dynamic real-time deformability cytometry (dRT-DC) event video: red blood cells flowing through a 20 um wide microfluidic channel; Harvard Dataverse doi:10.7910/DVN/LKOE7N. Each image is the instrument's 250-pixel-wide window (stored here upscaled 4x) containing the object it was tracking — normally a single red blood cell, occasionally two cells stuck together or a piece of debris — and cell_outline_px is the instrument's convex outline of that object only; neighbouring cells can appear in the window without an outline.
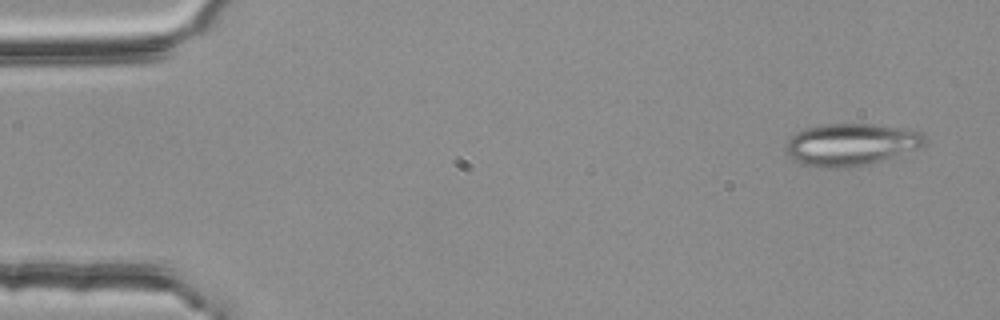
{"species": "common noctule bat (a hibernating species)", "species_latin": "Nyctalus noctula", "temperature_condition": "room temperature", "stored_images_in_passage": 53, "segment_of_instrument_passage": [1, 2], "camera_frame_rate_fps": 3000, "um_per_image_px": 0.085, "animal": {"sex": "female", "body_mass_g": 25.1}, "frame": {"image": 1, "passage_image": 3, "time_ms": 0.667, "image_size_px": [1000, 320], "cell_outline_px": [[928, 140], [924, 148], [880, 160], [864, 164], [844, 168], [820, 168], [804, 164], [788, 156], [788, 140], [796, 132], [804, 128], [824, 124], [876, 124], [916, 128], [924, 132]], "centroid_in_image_um": [72.47, 12.25], "position_along_channel_um": 12.5, "area_um2": 34.62}}